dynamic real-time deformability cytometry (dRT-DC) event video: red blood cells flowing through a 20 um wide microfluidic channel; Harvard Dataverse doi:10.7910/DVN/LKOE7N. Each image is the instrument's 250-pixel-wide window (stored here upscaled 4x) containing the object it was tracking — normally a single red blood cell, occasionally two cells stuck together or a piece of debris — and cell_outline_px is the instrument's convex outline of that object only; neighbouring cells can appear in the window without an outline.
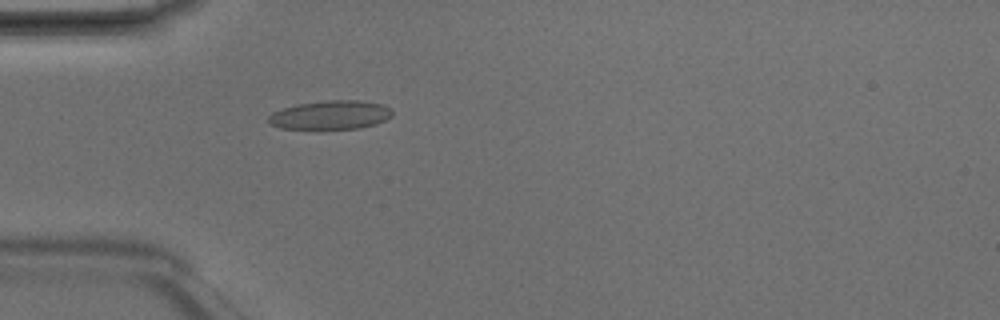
{"species": "Egyptian fruit bat (a non-hibernating species)", "species_latin": "Rousettus aegyptiacus", "temperature_condition": "room temperature", "stored_images_in_passage": 4, "camera_frame_rate_fps": 3000, "um_per_image_px": 0.085, "animal": {"sex": "male"}, "frame": {"image": 1, "passage_image": 4, "time_ms": 1.0, "image_size_px": [1000, 320], "cell_outline_px": [[392, 116], [376, 124], [360, 128], [320, 132], [280, 128], [268, 124], [268, 116], [272, 112], [296, 104], [328, 100], [360, 100], [384, 104], [392, 108]], "centroid_in_image_um": [28.06, 9.82], "position_along_channel_um": 56.9, "area_um2": 21.96}}